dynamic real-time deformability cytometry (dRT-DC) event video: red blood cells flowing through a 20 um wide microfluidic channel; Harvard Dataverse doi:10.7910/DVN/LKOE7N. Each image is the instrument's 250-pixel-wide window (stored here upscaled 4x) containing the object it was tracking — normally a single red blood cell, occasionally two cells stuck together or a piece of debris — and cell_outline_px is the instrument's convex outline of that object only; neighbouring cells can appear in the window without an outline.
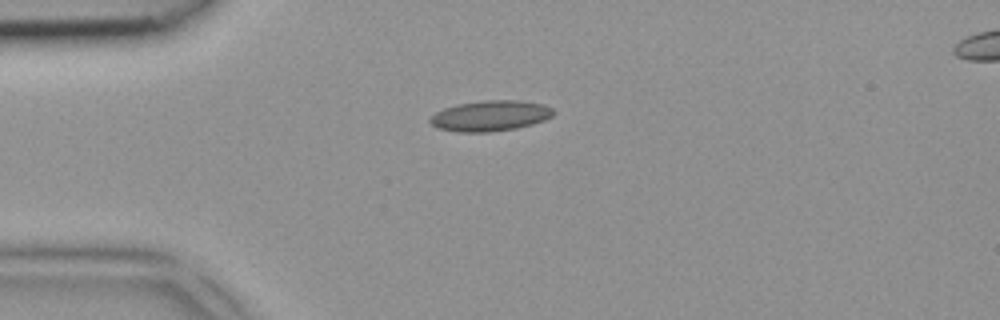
{"species": "common noctule bat (a hibernating species)", "species_latin": "Nyctalus noctula", "temperature_condition": "room temperature", "stored_images_in_passage": 2, "camera_frame_rate_fps": 3000, "um_per_image_px": 0.085, "animal": {"sex": "female", "body_mass_g": 18.4}, "frame": {"image": 1, "passage_image": 1, "time_ms": 0.0, "image_size_px": [1000, 320], "cell_outline_px": [[556, 112], [552, 116], [544, 120], [532, 124], [516, 128], [488, 132], [456, 132], [440, 128], [432, 124], [428, 120], [436, 112], [444, 108], [456, 104], [484, 100], [520, 100], [544, 104], [552, 108]], "centroid_in_image_um": [41.7, 9.83], "position_along_channel_um": 43.3, "area_um2": 22.02}}